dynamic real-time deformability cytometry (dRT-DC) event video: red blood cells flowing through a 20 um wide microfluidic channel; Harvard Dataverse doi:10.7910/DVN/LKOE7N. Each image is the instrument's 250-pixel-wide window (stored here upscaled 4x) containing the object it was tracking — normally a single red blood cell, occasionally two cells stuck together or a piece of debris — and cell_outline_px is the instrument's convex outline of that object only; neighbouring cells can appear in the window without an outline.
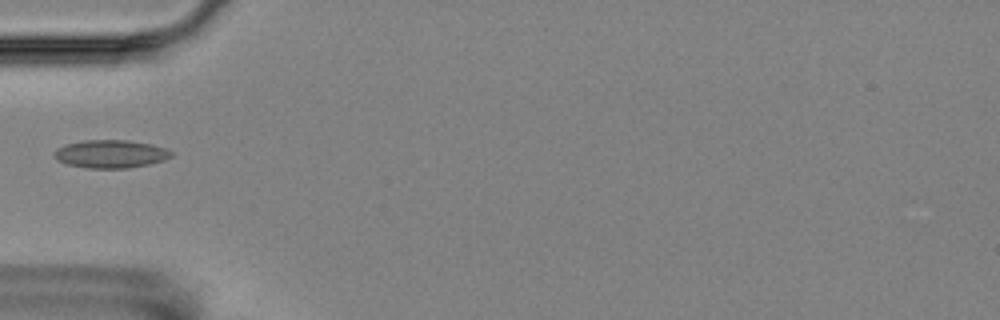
{"species": "Egyptian fruit bat (a non-hibernating species)", "species_latin": "Rousettus aegyptiacus", "temperature_condition": "room temperature", "stored_images_in_passage": 4, "camera_frame_rate_fps": 3000, "um_per_image_px": 0.085, "animal": {"sex": "female"}, "frame": {"image": 1, "passage_image": 4, "time_ms": 4.333, "image_size_px": [1000, 320], "cell_outline_px": [[172, 156], [164, 160], [148, 164], [128, 168], [88, 168], [68, 164], [56, 160], [52, 152], [56, 148], [64, 144], [84, 140], [128, 140], [152, 144], [164, 148], [172, 152]], "centroid_in_image_um": [9.36, 13.08], "position_along_channel_um": 75.6, "area_um2": 19.19}}